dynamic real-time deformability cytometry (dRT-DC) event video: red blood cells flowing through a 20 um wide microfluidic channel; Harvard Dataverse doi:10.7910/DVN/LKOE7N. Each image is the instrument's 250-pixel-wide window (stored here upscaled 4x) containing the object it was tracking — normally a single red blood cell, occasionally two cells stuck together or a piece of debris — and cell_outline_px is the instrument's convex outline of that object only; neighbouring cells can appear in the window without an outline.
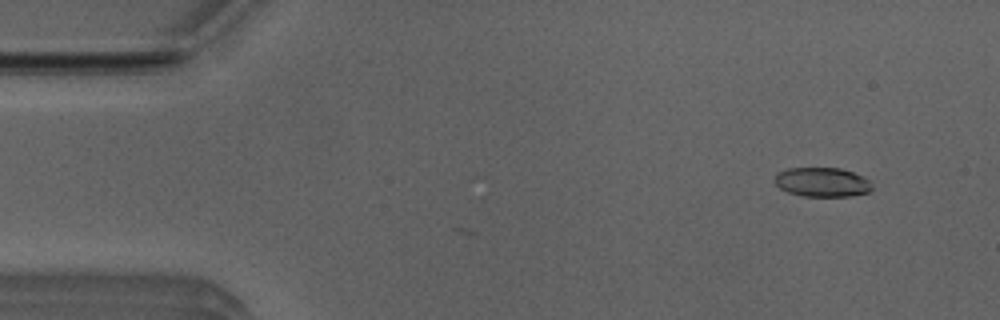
{"species": "Egyptian fruit bat (a non-hibernating species)", "species_latin": "Rousettus aegyptiacus", "temperature_condition": "room temperature", "stored_images_in_passage": 4, "camera_frame_rate_fps": 3000, "um_per_image_px": 0.085, "animal": {"sex": "male"}, "frame": {"image": 1, "passage_image": 1, "time_ms": 0.0, "image_size_px": [1000, 320], "cell_outline_px": [[872, 188], [868, 192], [852, 196], [804, 196], [788, 192], [780, 188], [776, 184], [776, 172], [788, 168], [840, 168], [864, 176], [872, 184]], "centroid_in_image_um": [69.9, 15.48], "position_along_channel_um": 15.1, "area_um2": 16.59}}